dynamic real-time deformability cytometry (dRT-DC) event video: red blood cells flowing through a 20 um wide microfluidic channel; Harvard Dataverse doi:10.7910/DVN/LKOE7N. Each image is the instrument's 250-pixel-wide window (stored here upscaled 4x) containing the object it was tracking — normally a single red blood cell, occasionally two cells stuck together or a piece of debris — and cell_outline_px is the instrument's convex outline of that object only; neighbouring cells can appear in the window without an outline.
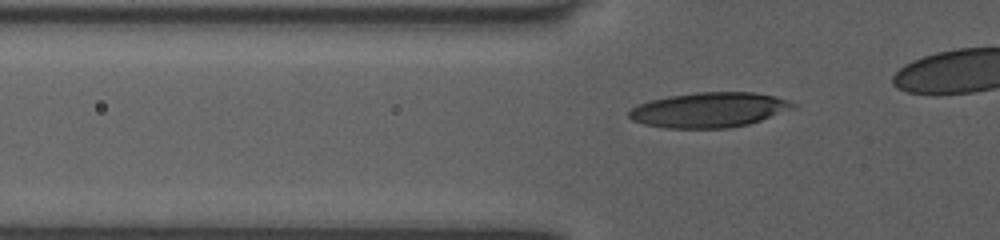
{"species": "human", "species_latin": "Homo sapiens", "temperature_condition": "room temperature", "stored_images_in_passage": 28, "camera_frame_rate_fps": 3000, "um_per_image_px": 0.085, "donor": {"sex": "female"}, "frame": {"image": 1, "passage_image": 3, "time_ms": 0.667, "image_size_px": [1000, 240], "cell_outline_px": [[796, 108], [748, 124], [728, 128], [664, 128], [644, 124], [632, 120], [628, 116], [628, 112], [636, 104], [668, 96], [696, 92], [756, 92], [776, 96], [796, 104]], "centroid_in_image_um": [60.27, 9.34], "position_along_channel_um": 65.5, "area_um2": 33.52}}
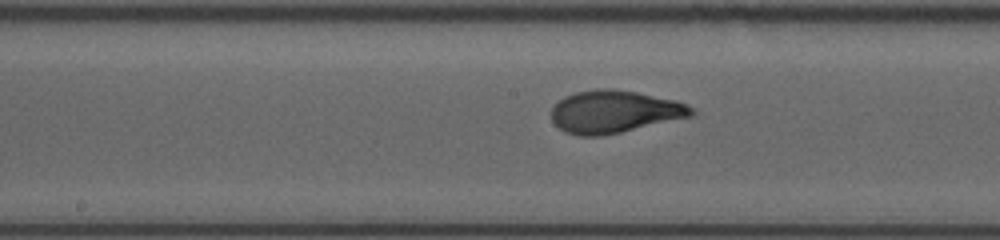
{"frame": {"image": 2, "passage_image": 13, "time_ms": 4.0, "image_size_px": [1000, 240], "cell_outline_px": [[696, 112], [692, 116], [620, 132], [600, 136], [580, 136], [564, 132], [552, 120], [552, 108], [564, 96], [576, 92], [600, 88], [612, 88], [636, 92], [676, 100], [688, 104], [696, 108]], "centroid_in_image_um": [52.25, 9.48], "position_along_channel_um": 195.9, "area_um2": 34.68}}
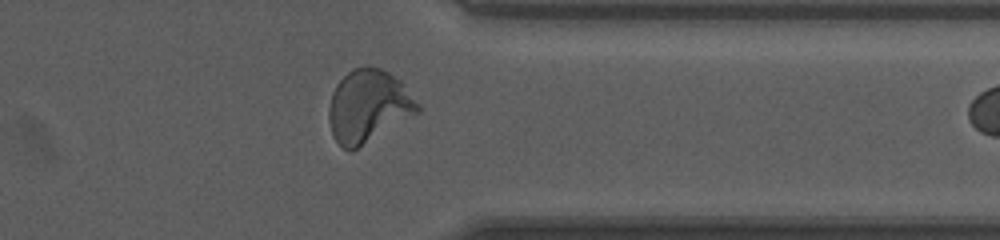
{"frame": {"image": 3, "passage_image": 27, "time_ms": 8.667, "image_size_px": [1000, 240], "cell_outline_px": [[420, 112], [352, 152], [348, 152], [332, 136], [328, 120], [328, 108], [332, 92], [336, 84], [352, 68], [364, 64], [368, 64], [380, 68], [388, 72], [400, 80], [420, 104]], "centroid_in_image_um": [31.3, 9.02], "position_along_channel_um": 380.1, "area_um2": 38.15}}